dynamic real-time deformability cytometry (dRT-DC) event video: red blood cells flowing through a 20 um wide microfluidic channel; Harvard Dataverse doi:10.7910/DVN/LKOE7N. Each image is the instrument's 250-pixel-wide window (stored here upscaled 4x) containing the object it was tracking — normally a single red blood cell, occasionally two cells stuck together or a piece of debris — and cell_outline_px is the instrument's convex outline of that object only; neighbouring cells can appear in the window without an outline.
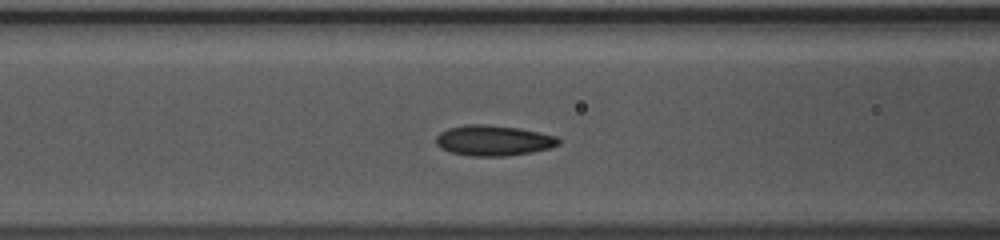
{"species": "common noctule bat (a hibernating species)", "species_latin": "Nyctalus noctula", "temperature_condition": "warm", "stored_images_in_passage": 38, "segment_of_instrument_passage": [1, 2], "camera_frame_rate_fps": 3000, "um_per_image_px": 0.085, "animal": {"sex": "female", "body_mass_g": 10.0, "forearm_length_mm": 53.1}, "frame": {"image": 1, "passage_image": 8, "time_ms": 2.333, "image_size_px": [1000, 240], "cell_outline_px": [[560, 144], [548, 148], [532, 152], [504, 156], [468, 156], [448, 152], [440, 148], [436, 144], [436, 136], [440, 132], [448, 128], [468, 124], [484, 124], [520, 128], [540, 132], [556, 136], [560, 140]], "centroid_in_image_um": [41.91, 11.94], "position_along_channel_um": 124.7, "area_um2": 21.91}}
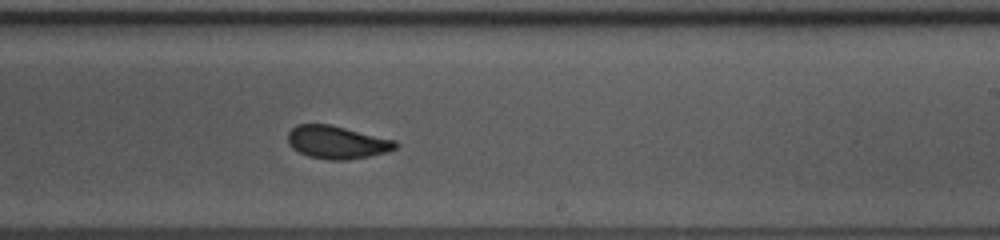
{"frame": {"image": 2, "passage_image": 18, "time_ms": 5.667, "image_size_px": [1000, 240], "cell_outline_px": [[400, 144], [396, 148], [384, 152], [368, 156], [348, 160], [328, 160], [308, 156], [292, 148], [288, 144], [288, 132], [296, 124], [328, 124], [396, 140]], "centroid_in_image_um": [28.63, 12.09], "position_along_channel_um": 260.4, "area_um2": 20.58}}
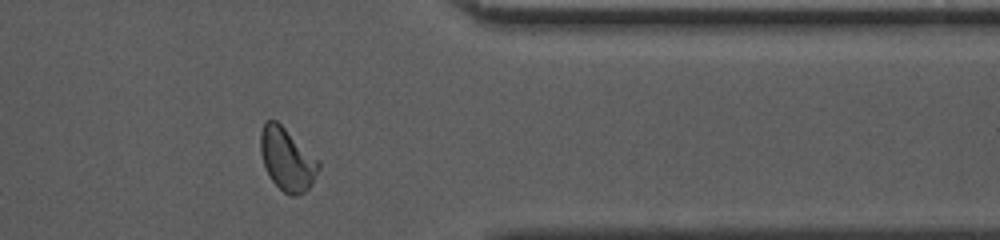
{"frame": {"image": 3, "passage_image": 28, "time_ms": 9.0, "image_size_px": [1000, 240], "cell_outline_px": [[320, 168], [312, 184], [304, 192], [296, 196], [292, 196], [284, 192], [268, 176], [260, 152], [260, 132], [264, 124], [268, 120], [276, 120], [320, 160]], "centroid_in_image_um": [24.41, 13.54], "position_along_channel_um": 387.0, "area_um2": 21.21}}